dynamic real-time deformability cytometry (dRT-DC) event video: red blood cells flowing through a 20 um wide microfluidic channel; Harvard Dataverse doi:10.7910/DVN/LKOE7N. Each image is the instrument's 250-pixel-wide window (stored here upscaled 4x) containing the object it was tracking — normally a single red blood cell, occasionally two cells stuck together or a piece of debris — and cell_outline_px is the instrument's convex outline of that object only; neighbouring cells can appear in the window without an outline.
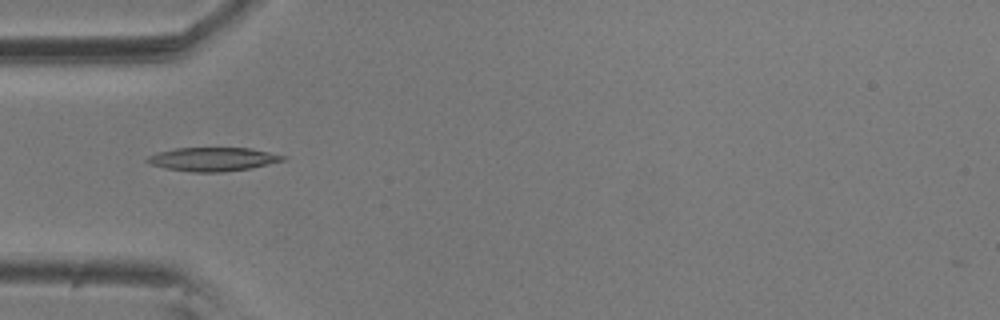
{"species": "common noctule bat (a hibernating species)", "species_latin": "Nyctalus noctula", "temperature_condition": "room temperature", "stored_images_in_passage": 6, "camera_frame_rate_fps": 3000, "um_per_image_px": 0.085, "animal": {"sex": "male", "body_mass_g": 20.5, "forearm_length_mm": 52.5}, "frame": {"image": 1, "passage_image": 4, "time_ms": 1.0, "image_size_px": [1000, 320], "cell_outline_px": [[288, 156], [284, 160], [252, 168], [224, 172], [192, 172], [164, 168], [148, 164], [144, 160], [148, 156], [156, 152], [176, 148], [252, 148]], "centroid_in_image_um": [18.07, 13.53], "position_along_channel_um": 66.9, "area_um2": 18.96}}
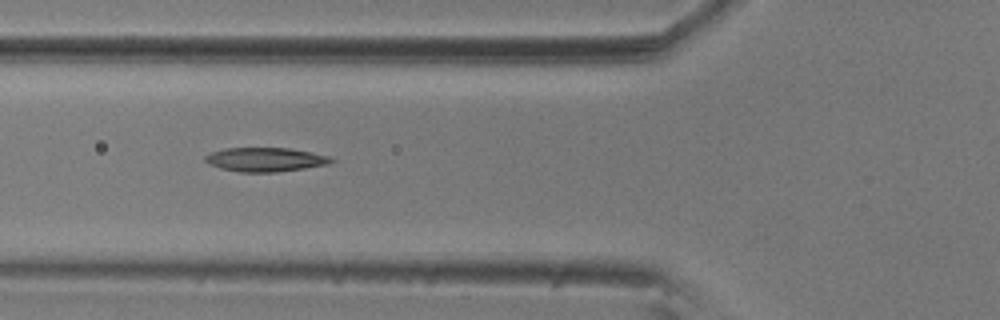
{"frame": {"image": 2, "passage_image": 5, "time_ms": 1.333, "image_size_px": [1000, 320], "cell_outline_px": [[336, 160], [328, 164], [304, 168], [276, 172], [240, 172], [220, 168], [208, 164], [204, 160], [204, 156], [212, 152], [224, 148], [288, 148], [328, 156]], "centroid_in_image_um": [22.51, 13.56], "position_along_channel_um": 103.3, "area_um2": 17.51}}
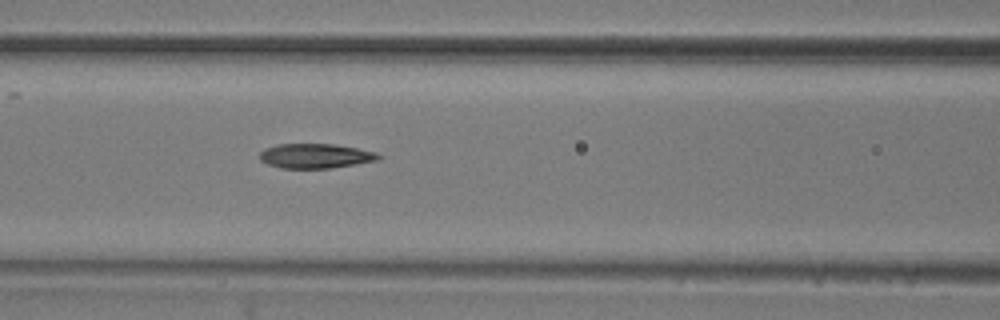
{"frame": {"image": 3, "passage_image": 6, "time_ms": 1.667, "image_size_px": [1000, 320], "cell_outline_px": [[384, 156], [376, 160], [356, 164], [332, 168], [280, 168], [268, 164], [260, 160], [260, 152], [264, 148], [276, 144], [332, 144], [356, 148], [376, 152]], "centroid_in_image_um": [26.8, 13.25], "position_along_channel_um": 139.8, "area_um2": 17.05}}